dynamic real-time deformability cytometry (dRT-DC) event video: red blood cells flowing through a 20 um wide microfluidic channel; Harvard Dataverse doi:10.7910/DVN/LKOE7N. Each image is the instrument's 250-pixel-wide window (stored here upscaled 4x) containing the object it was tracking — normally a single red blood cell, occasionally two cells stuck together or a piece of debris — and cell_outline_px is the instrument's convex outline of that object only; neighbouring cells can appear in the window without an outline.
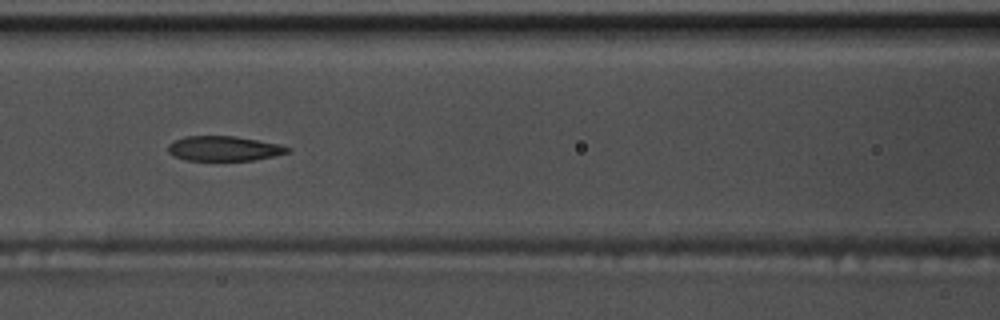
{"species": "common noctule bat (a hibernating species)", "species_latin": "Nyctalus noctula", "temperature_condition": "warm", "stored_images_in_passage": 55, "camera_frame_rate_fps": 3000, "um_per_image_px": 0.085, "animal": {"sex": "male", "body_mass_g": 17.5, "forearm_length_mm": 52.3}, "frame": {"image": 1, "passage_image": 24, "time_ms": 7.667, "image_size_px": [1000, 320], "cell_outline_px": [[292, 148], [288, 152], [272, 156], [252, 160], [184, 160], [172, 156], [168, 152], [168, 144], [184, 136], [236, 136], [280, 144]], "centroid_in_image_um": [19.01, 12.62], "position_along_channel_um": 147.6, "area_um2": 17.28}}
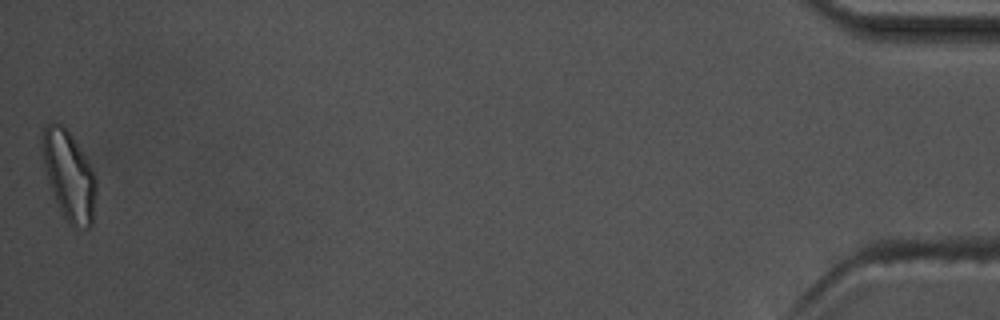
{"frame": {"image": 2, "passage_image": 55, "time_ms": 18.0, "image_size_px": [1000, 320], "cell_outline_px": [[96, 196], [92, 224], [88, 228], [72, 228], [68, 224], [56, 200], [48, 180], [44, 168], [40, 140], [44, 124], [60, 124], [72, 136], [92, 168], [96, 180]], "centroid_in_image_um": [5.86, 14.94], "position_along_channel_um": 429.3, "area_um2": 27.92}, "authors_computed_cell_mechanics": {"area_um2": 19.074, "velocity_mm_per_s": 3.6931, "shape_relaxation_time_tau1_ms": 7.8601, "shape_relaxation_time_tau2_ms": 3.752, "deformation_change_tau1": 0.2016, "deformation_change_tau2": 0.0899}}